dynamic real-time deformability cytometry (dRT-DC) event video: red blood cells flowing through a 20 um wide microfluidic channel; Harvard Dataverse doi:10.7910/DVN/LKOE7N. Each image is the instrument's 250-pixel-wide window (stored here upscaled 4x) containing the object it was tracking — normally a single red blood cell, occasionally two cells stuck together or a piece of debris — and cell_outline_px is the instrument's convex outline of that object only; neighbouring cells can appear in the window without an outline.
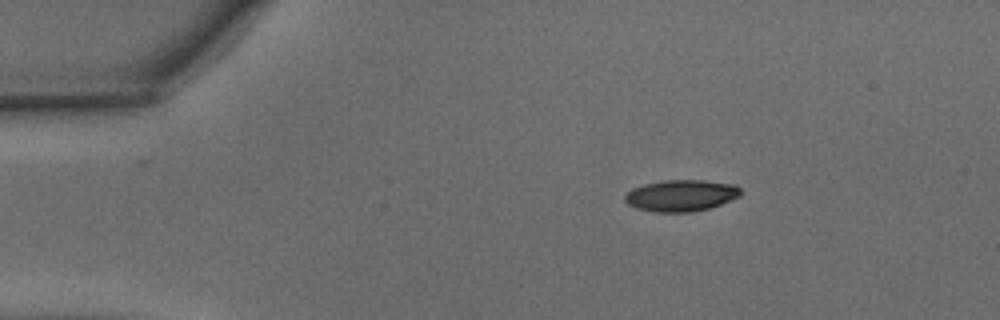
{"species": "common noctule bat (a hibernating species)", "species_latin": "Nyctalus noctula", "temperature_condition": "warm", "stored_images_in_passage": 41, "camera_frame_rate_fps": 3000, "um_per_image_px": 0.085, "animal": {"sex": "male", "body_mass_g": 15.6}, "frame": {"image": 1, "passage_image": 1, "time_ms": 0.0, "image_size_px": [1000, 320], "cell_outline_px": [[740, 196], [720, 204], [708, 208], [692, 212], [656, 212], [636, 208], [628, 204], [624, 200], [624, 196], [632, 188], [644, 184], [664, 180], [704, 180], [736, 184], [740, 188]], "centroid_in_image_um": [57.88, 16.61], "position_along_channel_um": 27.1, "area_um2": 21.27}}
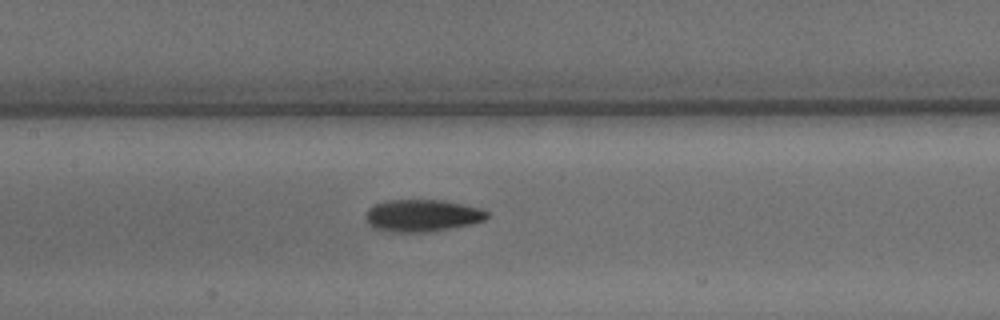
{"frame": {"image": 2, "passage_image": 16, "time_ms": 5.0, "image_size_px": [1000, 320], "cell_outline_px": [[488, 216], [484, 220], [472, 224], [424, 232], [392, 232], [372, 228], [368, 224], [364, 216], [368, 208], [384, 200], [440, 200], [484, 208], [488, 212]], "centroid_in_image_um": [35.86, 18.32], "position_along_channel_um": 171.5, "area_um2": 22.83}}
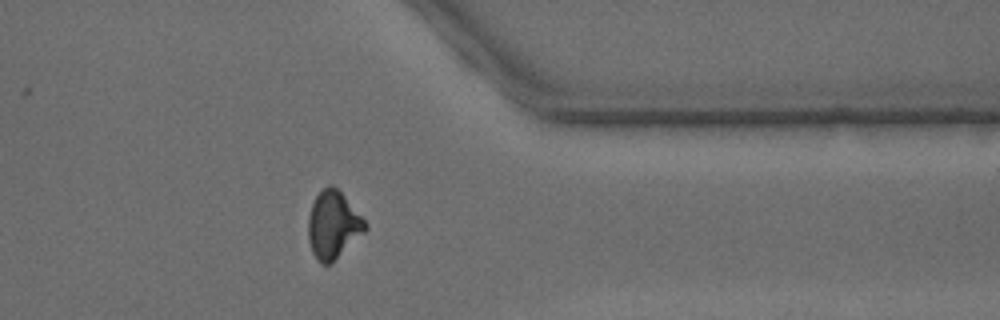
{"frame": {"image": 3, "passage_image": 32, "time_ms": 10.333, "image_size_px": [1000, 320], "cell_outline_px": [[368, 228], [332, 264], [320, 264], [316, 260], [312, 252], [308, 240], [308, 216], [312, 204], [316, 196], [328, 184], [332, 184], [344, 196], [368, 224]], "centroid_in_image_um": [28.3, 19.16], "position_along_channel_um": 383.1, "area_um2": 22.43}, "authors_computed_cell_mechanics": {"area_um2": 21.964, "velocity_mm_per_s": 4.155, "shape_relaxation_time_tau1_ms": 5.0409, "shape_relaxation_time_tau2_ms": 3.7315, "deformation_change_tau1": 0.1773, "deformation_change_tau2": 0.1154}}